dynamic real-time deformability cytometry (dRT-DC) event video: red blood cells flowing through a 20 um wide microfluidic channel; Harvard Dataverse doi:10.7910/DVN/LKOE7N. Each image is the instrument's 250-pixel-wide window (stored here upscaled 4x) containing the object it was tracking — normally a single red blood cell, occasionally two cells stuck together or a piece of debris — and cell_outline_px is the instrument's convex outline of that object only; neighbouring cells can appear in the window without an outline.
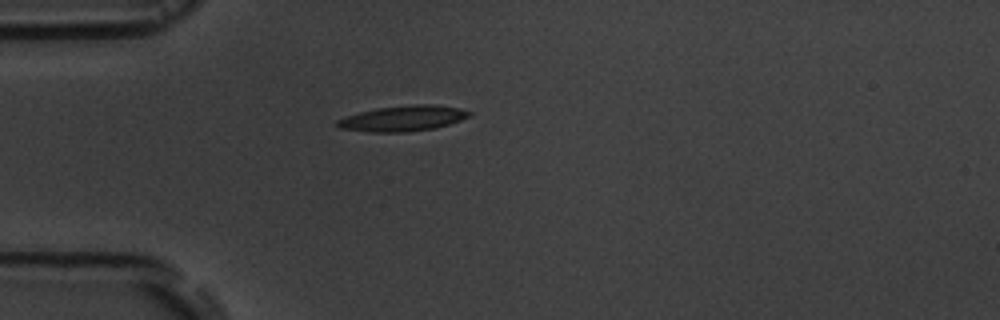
{"species": "common noctule bat (a hibernating species)", "species_latin": "Nyctalus noctula", "temperature_condition": "room temperature", "stored_images_in_passage": 5, "camera_frame_rate_fps": 3000, "um_per_image_px": 0.085, "animal": {"sex": "male", "body_mass_g": 19.5, "forearm_length_mm": 54.6}, "frame": {"image": 1, "passage_image": 1, "time_ms": 0.0, "image_size_px": [1000, 320], "cell_outline_px": [[472, 112], [468, 116], [460, 120], [436, 128], [408, 132], [372, 132], [340, 128], [336, 124], [336, 120], [360, 112], [376, 108], [416, 104], [432, 104], [460, 108]], "centroid_in_image_um": [34.26, 10.06], "position_along_channel_um": 50.7, "area_um2": 19.48}}
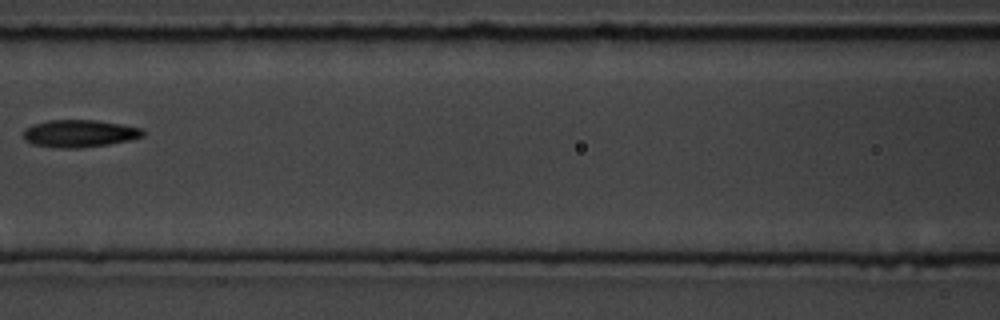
{"frame": {"image": 2, "passage_image": 4, "time_ms": 3.333, "image_size_px": [1000, 320], "cell_outline_px": [[144, 136], [128, 140], [108, 144], [80, 148], [60, 148], [32, 144], [24, 140], [24, 128], [32, 124], [48, 120], [96, 120], [120, 124], [140, 128], [144, 132]], "centroid_in_image_um": [6.71, 11.34], "position_along_channel_um": 159.9, "area_um2": 19.02}}
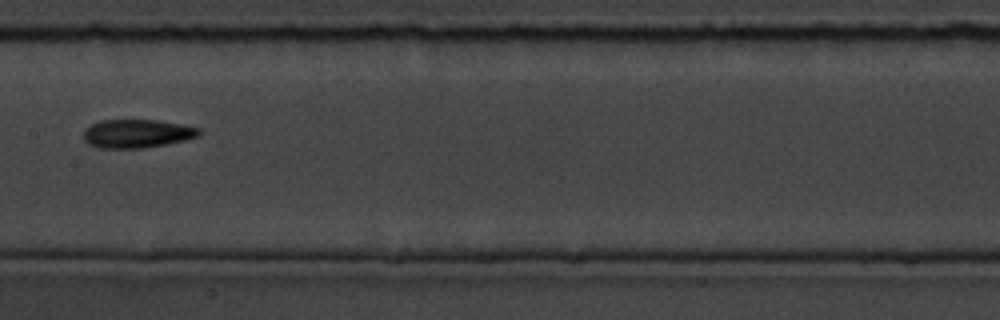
{"frame": {"image": 3, "passage_image": 5, "time_ms": 4.333, "image_size_px": [1000, 320], "cell_outline_px": [[204, 132], [200, 136], [184, 140], [144, 148], [100, 148], [88, 144], [84, 140], [84, 128], [100, 120], [156, 120], [180, 124], [200, 128]], "centroid_in_image_um": [11.65, 11.35], "position_along_channel_um": 195.7, "area_um2": 19.25}}